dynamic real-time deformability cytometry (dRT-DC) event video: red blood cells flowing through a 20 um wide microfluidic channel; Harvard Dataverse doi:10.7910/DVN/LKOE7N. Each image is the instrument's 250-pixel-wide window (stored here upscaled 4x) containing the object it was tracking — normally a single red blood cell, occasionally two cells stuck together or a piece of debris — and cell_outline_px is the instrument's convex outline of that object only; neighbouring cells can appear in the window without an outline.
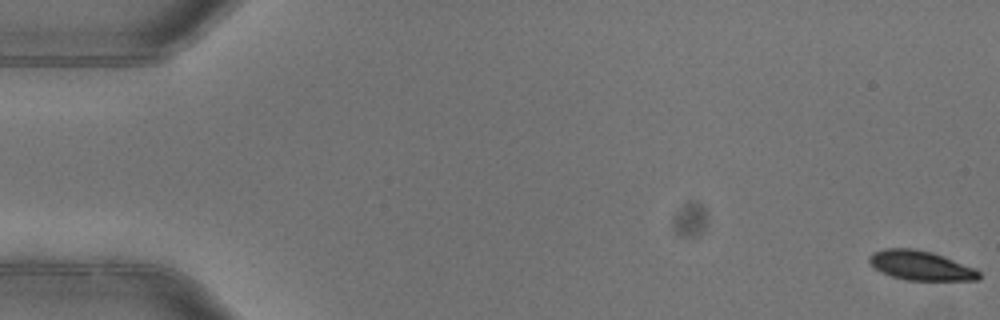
{"species": "common noctule bat (a hibernating species)", "species_latin": "Nyctalus noctula", "temperature_condition": "warm", "stored_images_in_passage": 5, "camera_frame_rate_fps": 3000, "um_per_image_px": 0.085, "animal": {"sex": "female"}, "frame": {"image": 1, "passage_image": 1, "time_ms": 0.0, "image_size_px": [1000, 320], "cell_outline_px": [[980, 280], [904, 280], [880, 272], [868, 260], [868, 256], [872, 252], [884, 248], [916, 248], [932, 252], [944, 256], [976, 268], [980, 272]], "centroid_in_image_um": [78.26, 22.56], "position_along_channel_um": 6.7, "area_um2": 19.02}}
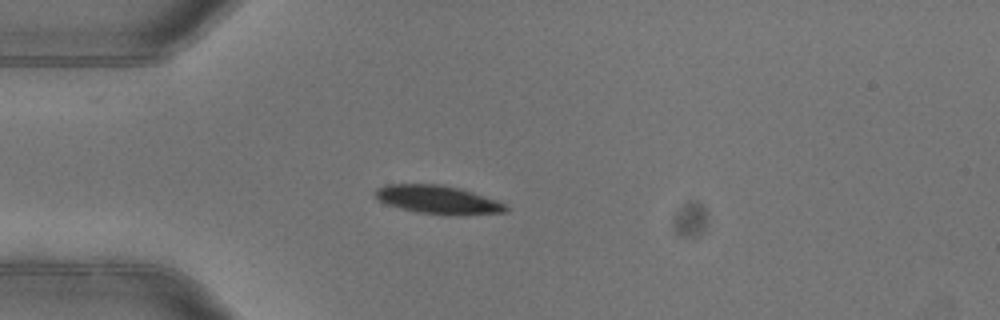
{"frame": {"image": 2, "passage_image": 5, "time_ms": 1.333, "image_size_px": [1000, 320], "cell_outline_px": [[508, 212], [416, 212], [400, 208], [388, 204], [380, 200], [376, 196], [376, 188], [388, 184], [440, 184], [460, 188], [496, 200], [504, 204], [508, 208]], "centroid_in_image_um": [37.14, 16.91], "position_along_channel_um": 47.9, "area_um2": 20.23}}